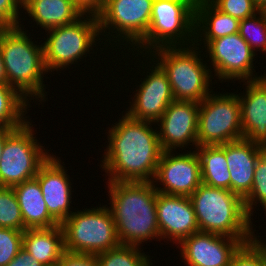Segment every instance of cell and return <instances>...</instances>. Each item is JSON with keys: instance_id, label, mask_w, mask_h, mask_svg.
Masks as SVG:
<instances>
[{"instance_id": "16", "label": "cell", "mask_w": 266, "mask_h": 266, "mask_svg": "<svg viewBox=\"0 0 266 266\" xmlns=\"http://www.w3.org/2000/svg\"><path fill=\"white\" fill-rule=\"evenodd\" d=\"M242 245L236 238L199 231L184 238L176 247L185 266H230L233 255Z\"/></svg>"}, {"instance_id": "39", "label": "cell", "mask_w": 266, "mask_h": 266, "mask_svg": "<svg viewBox=\"0 0 266 266\" xmlns=\"http://www.w3.org/2000/svg\"><path fill=\"white\" fill-rule=\"evenodd\" d=\"M12 128H6L0 126V160L2 156V150L5 144L6 136L12 131Z\"/></svg>"}, {"instance_id": "31", "label": "cell", "mask_w": 266, "mask_h": 266, "mask_svg": "<svg viewBox=\"0 0 266 266\" xmlns=\"http://www.w3.org/2000/svg\"><path fill=\"white\" fill-rule=\"evenodd\" d=\"M24 231L0 227V266H6L23 248Z\"/></svg>"}, {"instance_id": "25", "label": "cell", "mask_w": 266, "mask_h": 266, "mask_svg": "<svg viewBox=\"0 0 266 266\" xmlns=\"http://www.w3.org/2000/svg\"><path fill=\"white\" fill-rule=\"evenodd\" d=\"M202 184L230 190V173L225 156V144L198 146Z\"/></svg>"}, {"instance_id": "6", "label": "cell", "mask_w": 266, "mask_h": 266, "mask_svg": "<svg viewBox=\"0 0 266 266\" xmlns=\"http://www.w3.org/2000/svg\"><path fill=\"white\" fill-rule=\"evenodd\" d=\"M40 34L47 36L45 38L43 35L42 38L45 40L42 41L43 54L45 67L51 75L58 70L60 73L63 70L65 72L72 65L79 64L77 67H80L81 63L78 62L84 60L86 62V58L94 56V53L97 56V52L98 54L100 52L99 55L108 52L105 51L107 50L106 45H102L104 43L100 35L98 18L95 15L84 14L71 24L55 27ZM103 50L104 52H102ZM90 54L92 55L90 56Z\"/></svg>"}, {"instance_id": "18", "label": "cell", "mask_w": 266, "mask_h": 266, "mask_svg": "<svg viewBox=\"0 0 266 266\" xmlns=\"http://www.w3.org/2000/svg\"><path fill=\"white\" fill-rule=\"evenodd\" d=\"M156 210L161 240L176 246L186 237L199 232L190 197L157 192Z\"/></svg>"}, {"instance_id": "37", "label": "cell", "mask_w": 266, "mask_h": 266, "mask_svg": "<svg viewBox=\"0 0 266 266\" xmlns=\"http://www.w3.org/2000/svg\"><path fill=\"white\" fill-rule=\"evenodd\" d=\"M6 266H44L31 256L24 248Z\"/></svg>"}, {"instance_id": "44", "label": "cell", "mask_w": 266, "mask_h": 266, "mask_svg": "<svg viewBox=\"0 0 266 266\" xmlns=\"http://www.w3.org/2000/svg\"><path fill=\"white\" fill-rule=\"evenodd\" d=\"M160 1L167 2V1H196V0H160Z\"/></svg>"}, {"instance_id": "33", "label": "cell", "mask_w": 266, "mask_h": 266, "mask_svg": "<svg viewBox=\"0 0 266 266\" xmlns=\"http://www.w3.org/2000/svg\"><path fill=\"white\" fill-rule=\"evenodd\" d=\"M230 266H266V260L251 241L238 249L231 259Z\"/></svg>"}, {"instance_id": "4", "label": "cell", "mask_w": 266, "mask_h": 266, "mask_svg": "<svg viewBox=\"0 0 266 266\" xmlns=\"http://www.w3.org/2000/svg\"><path fill=\"white\" fill-rule=\"evenodd\" d=\"M189 197L199 231L236 238L243 244L251 242L256 225L247 215L240 196L229 189L201 184Z\"/></svg>"}, {"instance_id": "24", "label": "cell", "mask_w": 266, "mask_h": 266, "mask_svg": "<svg viewBox=\"0 0 266 266\" xmlns=\"http://www.w3.org/2000/svg\"><path fill=\"white\" fill-rule=\"evenodd\" d=\"M21 210L24 226L49 228L60 225L48 212L41 187L34 177L12 187Z\"/></svg>"}, {"instance_id": "29", "label": "cell", "mask_w": 266, "mask_h": 266, "mask_svg": "<svg viewBox=\"0 0 266 266\" xmlns=\"http://www.w3.org/2000/svg\"><path fill=\"white\" fill-rule=\"evenodd\" d=\"M239 34L249 44L255 54H266V12L259 11L255 15L240 20Z\"/></svg>"}, {"instance_id": "26", "label": "cell", "mask_w": 266, "mask_h": 266, "mask_svg": "<svg viewBox=\"0 0 266 266\" xmlns=\"http://www.w3.org/2000/svg\"><path fill=\"white\" fill-rule=\"evenodd\" d=\"M31 103L16 89L8 84L0 83V126L17 129L23 126L31 116Z\"/></svg>"}, {"instance_id": "28", "label": "cell", "mask_w": 266, "mask_h": 266, "mask_svg": "<svg viewBox=\"0 0 266 266\" xmlns=\"http://www.w3.org/2000/svg\"><path fill=\"white\" fill-rule=\"evenodd\" d=\"M247 215L252 217L260 205L266 214V149L259 155L254 168V180L250 193L243 199ZM259 204V205H258ZM255 211V212H254Z\"/></svg>"}, {"instance_id": "10", "label": "cell", "mask_w": 266, "mask_h": 266, "mask_svg": "<svg viewBox=\"0 0 266 266\" xmlns=\"http://www.w3.org/2000/svg\"><path fill=\"white\" fill-rule=\"evenodd\" d=\"M122 53H125V56L123 55V58L121 57V60L125 57L124 61L126 60V58L127 60H130L132 56V59L134 60L136 59V57L139 58H137L135 62H132L135 64H130L138 65L140 63L136 68L140 72L137 70L138 74H136L135 76L133 75V77L136 78L139 73L140 76H145L143 78H139L140 81H137L135 79V82L137 83H134L135 86L131 88L132 91L134 89L135 90L133 92L129 91L133 94V96L130 98L131 100H128L129 102H126L129 103V106L125 107L126 111L124 110V112L133 119L156 123L164 114L167 107L174 101V95L171 85L168 81L167 74L148 54L141 55L130 51H125ZM129 53H132V55L130 56ZM127 56L131 58H128ZM140 56H142L143 58H141ZM140 68L143 71L140 70Z\"/></svg>"}, {"instance_id": "43", "label": "cell", "mask_w": 266, "mask_h": 266, "mask_svg": "<svg viewBox=\"0 0 266 266\" xmlns=\"http://www.w3.org/2000/svg\"><path fill=\"white\" fill-rule=\"evenodd\" d=\"M32 0H19L21 9L23 10Z\"/></svg>"}, {"instance_id": "7", "label": "cell", "mask_w": 266, "mask_h": 266, "mask_svg": "<svg viewBox=\"0 0 266 266\" xmlns=\"http://www.w3.org/2000/svg\"><path fill=\"white\" fill-rule=\"evenodd\" d=\"M153 1H105L103 10L97 15L100 35L109 51L110 48L116 52L118 49V53L121 50L111 59L122 56L125 49L131 51L145 37L150 25Z\"/></svg>"}, {"instance_id": "19", "label": "cell", "mask_w": 266, "mask_h": 266, "mask_svg": "<svg viewBox=\"0 0 266 266\" xmlns=\"http://www.w3.org/2000/svg\"><path fill=\"white\" fill-rule=\"evenodd\" d=\"M265 146L242 138L225 144L230 173V191L244 199L251 191L254 168Z\"/></svg>"}, {"instance_id": "9", "label": "cell", "mask_w": 266, "mask_h": 266, "mask_svg": "<svg viewBox=\"0 0 266 266\" xmlns=\"http://www.w3.org/2000/svg\"><path fill=\"white\" fill-rule=\"evenodd\" d=\"M92 207V208H91ZM76 208L60 225L65 251L98 255L120 245L116 225L107 205ZM78 209V210H77Z\"/></svg>"}, {"instance_id": "27", "label": "cell", "mask_w": 266, "mask_h": 266, "mask_svg": "<svg viewBox=\"0 0 266 266\" xmlns=\"http://www.w3.org/2000/svg\"><path fill=\"white\" fill-rule=\"evenodd\" d=\"M139 246L120 244L96 255L99 266H153L151 256Z\"/></svg>"}, {"instance_id": "15", "label": "cell", "mask_w": 266, "mask_h": 266, "mask_svg": "<svg viewBox=\"0 0 266 266\" xmlns=\"http://www.w3.org/2000/svg\"><path fill=\"white\" fill-rule=\"evenodd\" d=\"M199 103L174 100L156 122L163 151L195 150L198 147ZM191 143V144H190ZM193 147V148H192ZM192 148V149H191Z\"/></svg>"}, {"instance_id": "21", "label": "cell", "mask_w": 266, "mask_h": 266, "mask_svg": "<svg viewBox=\"0 0 266 266\" xmlns=\"http://www.w3.org/2000/svg\"><path fill=\"white\" fill-rule=\"evenodd\" d=\"M239 22L220 11L210 0H196L194 44L203 48L211 40L237 33Z\"/></svg>"}, {"instance_id": "32", "label": "cell", "mask_w": 266, "mask_h": 266, "mask_svg": "<svg viewBox=\"0 0 266 266\" xmlns=\"http://www.w3.org/2000/svg\"><path fill=\"white\" fill-rule=\"evenodd\" d=\"M220 11L233 18L243 20L255 15L259 10L252 0H210Z\"/></svg>"}, {"instance_id": "14", "label": "cell", "mask_w": 266, "mask_h": 266, "mask_svg": "<svg viewBox=\"0 0 266 266\" xmlns=\"http://www.w3.org/2000/svg\"><path fill=\"white\" fill-rule=\"evenodd\" d=\"M177 152L163 151L152 183L159 193L189 197L202 184L200 159L195 150Z\"/></svg>"}, {"instance_id": "11", "label": "cell", "mask_w": 266, "mask_h": 266, "mask_svg": "<svg viewBox=\"0 0 266 266\" xmlns=\"http://www.w3.org/2000/svg\"><path fill=\"white\" fill-rule=\"evenodd\" d=\"M32 121L28 119L23 126L13 129L6 136L0 160L1 187H14L34 178L53 154L37 140Z\"/></svg>"}, {"instance_id": "40", "label": "cell", "mask_w": 266, "mask_h": 266, "mask_svg": "<svg viewBox=\"0 0 266 266\" xmlns=\"http://www.w3.org/2000/svg\"><path fill=\"white\" fill-rule=\"evenodd\" d=\"M0 83L7 84V75H6L1 51H0Z\"/></svg>"}, {"instance_id": "17", "label": "cell", "mask_w": 266, "mask_h": 266, "mask_svg": "<svg viewBox=\"0 0 266 266\" xmlns=\"http://www.w3.org/2000/svg\"><path fill=\"white\" fill-rule=\"evenodd\" d=\"M64 165L65 163L56 156L55 152V155L52 154L40 167L35 176L41 187L47 210L59 224L76 209L71 206L74 193L73 178L67 174L69 169H65L67 167Z\"/></svg>"}, {"instance_id": "30", "label": "cell", "mask_w": 266, "mask_h": 266, "mask_svg": "<svg viewBox=\"0 0 266 266\" xmlns=\"http://www.w3.org/2000/svg\"><path fill=\"white\" fill-rule=\"evenodd\" d=\"M0 227L25 231L18 199L12 187L0 186Z\"/></svg>"}, {"instance_id": "38", "label": "cell", "mask_w": 266, "mask_h": 266, "mask_svg": "<svg viewBox=\"0 0 266 266\" xmlns=\"http://www.w3.org/2000/svg\"><path fill=\"white\" fill-rule=\"evenodd\" d=\"M255 231H256L255 228L252 229V239H251V241L263 253V255L265 257V260H266V239L264 238V240H263L262 238L264 236L257 235V234H260V233H258V231L256 233ZM265 237H266V235H265Z\"/></svg>"}, {"instance_id": "12", "label": "cell", "mask_w": 266, "mask_h": 266, "mask_svg": "<svg viewBox=\"0 0 266 266\" xmlns=\"http://www.w3.org/2000/svg\"><path fill=\"white\" fill-rule=\"evenodd\" d=\"M237 92H215L199 103L198 146L222 145L243 138Z\"/></svg>"}, {"instance_id": "36", "label": "cell", "mask_w": 266, "mask_h": 266, "mask_svg": "<svg viewBox=\"0 0 266 266\" xmlns=\"http://www.w3.org/2000/svg\"><path fill=\"white\" fill-rule=\"evenodd\" d=\"M83 14L97 16L104 8L106 0H72Z\"/></svg>"}, {"instance_id": "41", "label": "cell", "mask_w": 266, "mask_h": 266, "mask_svg": "<svg viewBox=\"0 0 266 266\" xmlns=\"http://www.w3.org/2000/svg\"><path fill=\"white\" fill-rule=\"evenodd\" d=\"M252 1L259 11L266 12V0H252Z\"/></svg>"}, {"instance_id": "2", "label": "cell", "mask_w": 266, "mask_h": 266, "mask_svg": "<svg viewBox=\"0 0 266 266\" xmlns=\"http://www.w3.org/2000/svg\"><path fill=\"white\" fill-rule=\"evenodd\" d=\"M120 244L139 246L160 241L156 210L157 190L152 182H105ZM110 205V206H109ZM156 239V240H155Z\"/></svg>"}, {"instance_id": "42", "label": "cell", "mask_w": 266, "mask_h": 266, "mask_svg": "<svg viewBox=\"0 0 266 266\" xmlns=\"http://www.w3.org/2000/svg\"><path fill=\"white\" fill-rule=\"evenodd\" d=\"M265 57L266 59V55L265 56H262V58ZM260 75H258V80L262 83V84H265L266 85V71L262 74V72L260 71Z\"/></svg>"}, {"instance_id": "20", "label": "cell", "mask_w": 266, "mask_h": 266, "mask_svg": "<svg viewBox=\"0 0 266 266\" xmlns=\"http://www.w3.org/2000/svg\"><path fill=\"white\" fill-rule=\"evenodd\" d=\"M242 83L245 90L237 95L243 138L266 147V85L258 79Z\"/></svg>"}, {"instance_id": "3", "label": "cell", "mask_w": 266, "mask_h": 266, "mask_svg": "<svg viewBox=\"0 0 266 266\" xmlns=\"http://www.w3.org/2000/svg\"><path fill=\"white\" fill-rule=\"evenodd\" d=\"M23 24L24 22L16 27H0V51L7 84L29 102L35 101V105L40 106L48 102L49 93L46 91L48 84H44V77L49 73L44 63L42 39L34 41V33L31 35L32 32L29 33Z\"/></svg>"}, {"instance_id": "22", "label": "cell", "mask_w": 266, "mask_h": 266, "mask_svg": "<svg viewBox=\"0 0 266 266\" xmlns=\"http://www.w3.org/2000/svg\"><path fill=\"white\" fill-rule=\"evenodd\" d=\"M22 11L27 15L21 22L28 16L29 25L34 22L31 28L36 25L45 31L71 24L84 15L72 0H32Z\"/></svg>"}, {"instance_id": "13", "label": "cell", "mask_w": 266, "mask_h": 266, "mask_svg": "<svg viewBox=\"0 0 266 266\" xmlns=\"http://www.w3.org/2000/svg\"><path fill=\"white\" fill-rule=\"evenodd\" d=\"M202 50H205V59L209 58L206 61L210 64L209 68L216 84L223 81L235 84L237 81L241 85L243 81L258 78L259 72L257 74L255 71L258 61L255 58L259 56H256L239 32L211 40Z\"/></svg>"}, {"instance_id": "34", "label": "cell", "mask_w": 266, "mask_h": 266, "mask_svg": "<svg viewBox=\"0 0 266 266\" xmlns=\"http://www.w3.org/2000/svg\"><path fill=\"white\" fill-rule=\"evenodd\" d=\"M19 0H0V27H16L24 15Z\"/></svg>"}, {"instance_id": "5", "label": "cell", "mask_w": 266, "mask_h": 266, "mask_svg": "<svg viewBox=\"0 0 266 266\" xmlns=\"http://www.w3.org/2000/svg\"><path fill=\"white\" fill-rule=\"evenodd\" d=\"M202 52V48L193 44L162 47L148 54L167 74L174 100L200 103L215 88L216 82H212L214 78Z\"/></svg>"}, {"instance_id": "23", "label": "cell", "mask_w": 266, "mask_h": 266, "mask_svg": "<svg viewBox=\"0 0 266 266\" xmlns=\"http://www.w3.org/2000/svg\"><path fill=\"white\" fill-rule=\"evenodd\" d=\"M23 248L42 265H57L65 252L61 225L26 229L23 234Z\"/></svg>"}, {"instance_id": "1", "label": "cell", "mask_w": 266, "mask_h": 266, "mask_svg": "<svg viewBox=\"0 0 266 266\" xmlns=\"http://www.w3.org/2000/svg\"><path fill=\"white\" fill-rule=\"evenodd\" d=\"M121 112L118 121L108 124L106 149L101 146L104 155L98 163L107 176L103 181L152 182L163 153L156 123Z\"/></svg>"}, {"instance_id": "35", "label": "cell", "mask_w": 266, "mask_h": 266, "mask_svg": "<svg viewBox=\"0 0 266 266\" xmlns=\"http://www.w3.org/2000/svg\"><path fill=\"white\" fill-rule=\"evenodd\" d=\"M58 266H99L96 255L71 253L65 251L57 263Z\"/></svg>"}, {"instance_id": "8", "label": "cell", "mask_w": 266, "mask_h": 266, "mask_svg": "<svg viewBox=\"0 0 266 266\" xmlns=\"http://www.w3.org/2000/svg\"><path fill=\"white\" fill-rule=\"evenodd\" d=\"M195 7L196 1L154 0L148 31L130 52L146 55L162 47L193 45Z\"/></svg>"}]
</instances>
